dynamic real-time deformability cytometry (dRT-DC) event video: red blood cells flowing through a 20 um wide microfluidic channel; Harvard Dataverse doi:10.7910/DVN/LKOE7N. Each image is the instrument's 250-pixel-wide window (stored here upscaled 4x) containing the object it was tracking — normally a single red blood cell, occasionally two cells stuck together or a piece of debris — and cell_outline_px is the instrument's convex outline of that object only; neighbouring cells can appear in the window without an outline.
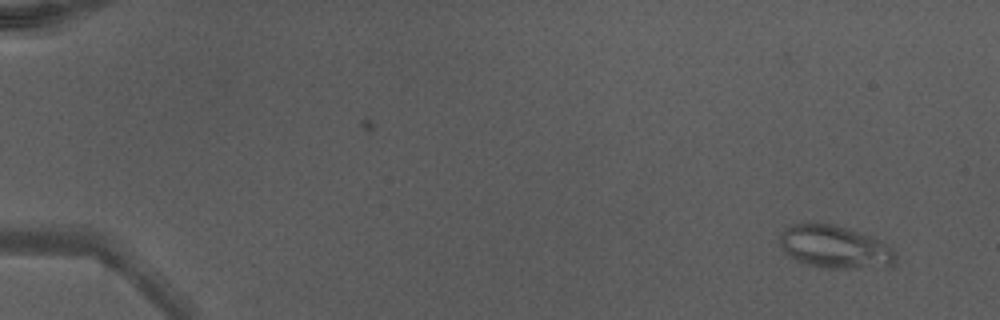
{"species": "Egyptian fruit bat (a non-hibernating species)", "species_latin": "Rousettus aegyptiacus", "temperature_condition": "warm", "stored_images_in_passage": 50, "camera_frame_rate_fps": 3000, "um_per_image_px": 0.085, "animal": {"sex": "male"}, "frame": {"image": 1, "passage_image": 3, "time_ms": 0.667, "image_size_px": [1000, 320], "cell_outline_px": [[896, 264], [892, 268], [828, 268], [808, 264], [784, 256], [780, 244], [780, 236], [784, 228], [792, 224], [808, 220], [812, 220], [836, 224], [872, 236], [888, 244], [892, 248], [896, 256]], "centroid_in_image_um": [70.96, 20.96], "position_along_channel_um": 14.0, "area_um2": 30.11}}
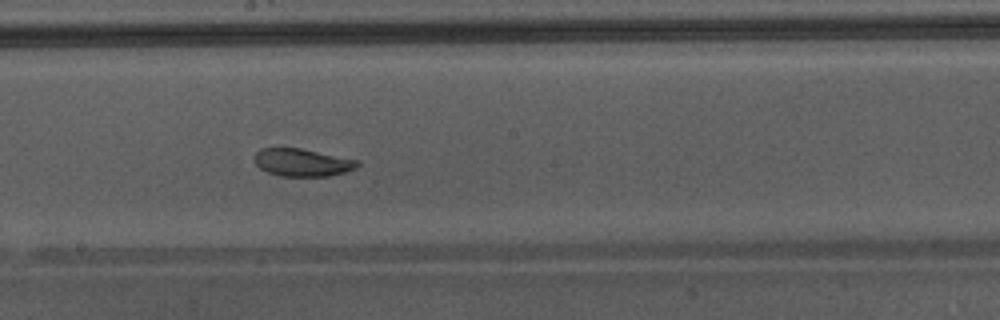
{"frame": {"image": 2, "passage_image": 29, "time_ms": 9.333, "image_size_px": [1000, 320], "cell_outline_px": [[360, 164], [356, 168], [344, 172], [328, 176], [280, 176], [268, 172], [260, 168], [252, 160], [252, 156], [260, 148], [300, 148], [360, 160]], "centroid_in_image_um": [25.67, 13.8], "position_along_channel_um": 222.5, "area_um2": 16.76}}
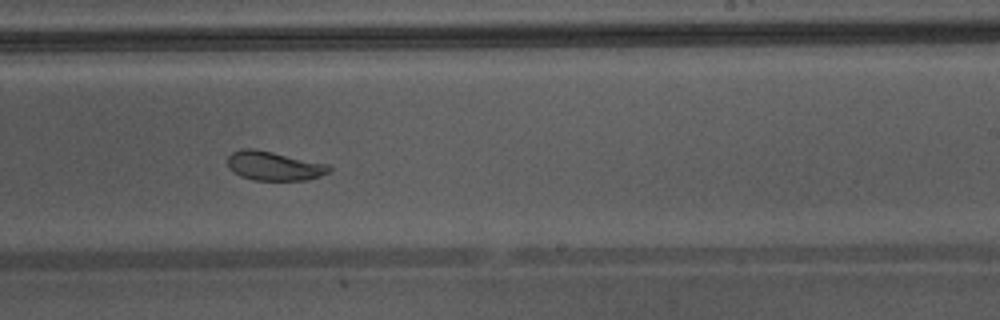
{"frame": {"image": 3, "passage_image": 32, "time_ms": 10.333, "image_size_px": [1000, 320], "cell_outline_px": [[332, 168], [328, 172], [320, 176], [308, 180], [252, 180], [240, 176], [232, 172], [228, 168], [228, 156], [232, 152], [244, 148], [256, 148], [328, 164]], "centroid_in_image_um": [23.26, 14.1], "position_along_channel_um": 265.7, "area_um2": 17.4}, "authors_computed_cell_mechanics": {"area_um2": 18.6983, "velocity_mm_per_s": 4.3246, "shape_relaxation_time_tau1_ms": 6.0168, "shape_relaxation_time_tau2_ms": 2.1172, "deformation_change_tau1": 0.1579, "deformation_change_tau2": 0.0484}}